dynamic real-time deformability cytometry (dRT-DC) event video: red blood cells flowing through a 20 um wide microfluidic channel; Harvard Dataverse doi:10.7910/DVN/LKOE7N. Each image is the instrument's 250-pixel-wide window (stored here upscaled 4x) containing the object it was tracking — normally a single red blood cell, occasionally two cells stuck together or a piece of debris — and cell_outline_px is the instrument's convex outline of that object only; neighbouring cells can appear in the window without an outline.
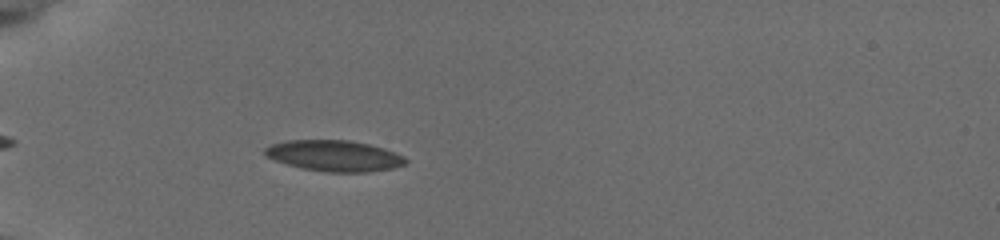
{"species": "common noctule bat (a hibernating species)", "species_latin": "Nyctalus noctula", "temperature_condition": "cold", "stored_images_in_passage": 30, "camera_frame_rate_fps": 3000, "um_per_image_px": 0.085, "animal": {"sex": "female", "body_mass_g": 19.5, "forearm_length_mm": 54.1}, "frame": {"image": 1, "passage_image": 7, "time_ms": 1.667, "image_size_px": [1000, 240], "cell_outline_px": [[408, 160], [404, 164], [392, 168], [364, 172], [328, 172], [304, 168], [288, 164], [264, 156], [264, 148], [272, 144], [288, 140], [348, 140], [368, 144], [384, 148], [396, 152], [404, 156]], "centroid_in_image_um": [28.42, 13.23], "position_along_channel_um": 56.6, "area_um2": 25.2}}
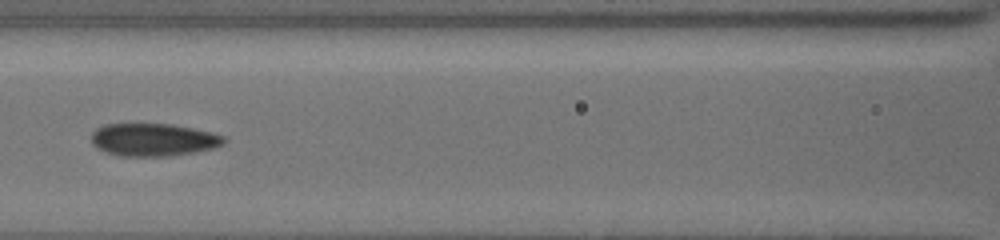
{"frame": {"image": 2, "passage_image": 17, "time_ms": 4.667, "image_size_px": [1000, 240], "cell_outline_px": [[228, 140], [224, 144], [216, 148], [196, 152], [168, 156], [120, 156], [104, 152], [96, 148], [92, 144], [92, 132], [96, 128], [104, 124], [172, 124], [212, 132], [224, 136]], "centroid_in_image_um": [13.05, 11.88], "position_along_channel_um": 153.5, "area_um2": 25.61}}
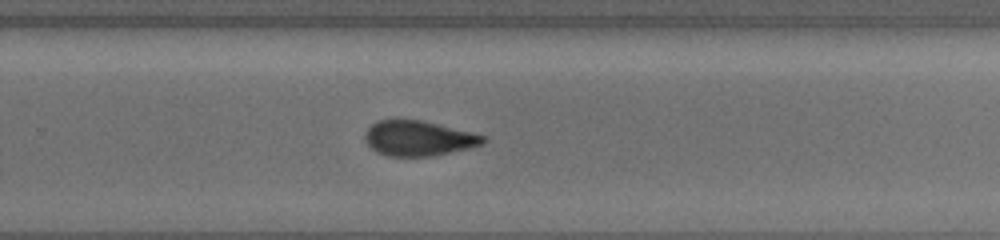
{"frame": {"image": 3, "passage_image": 30, "time_ms": 8.333, "image_size_px": [1000, 240], "cell_outline_px": [[488, 140], [484, 144], [472, 148], [432, 156], [388, 156], [376, 152], [364, 140], [364, 132], [372, 124], [380, 120], [420, 120], [472, 132], [484, 136]], "centroid_in_image_um": [35.59, 11.77], "position_along_channel_um": 294.2, "area_um2": 24.22}}